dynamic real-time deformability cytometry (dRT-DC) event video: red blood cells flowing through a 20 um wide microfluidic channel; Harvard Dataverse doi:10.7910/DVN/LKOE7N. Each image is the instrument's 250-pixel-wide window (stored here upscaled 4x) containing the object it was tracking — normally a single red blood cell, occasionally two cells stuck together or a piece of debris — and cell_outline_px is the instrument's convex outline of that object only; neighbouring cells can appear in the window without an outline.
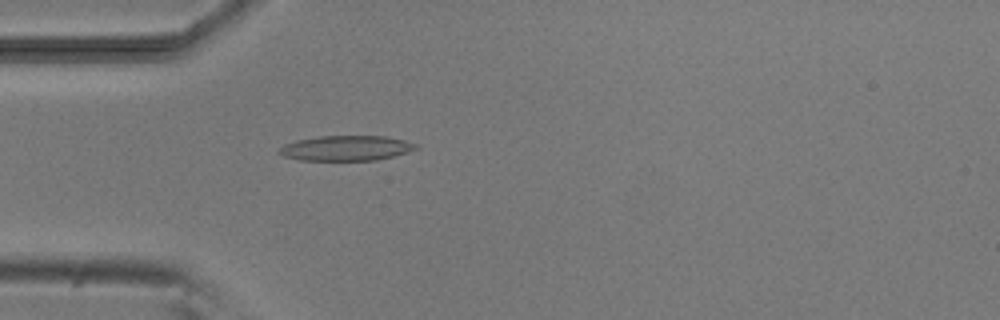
{"species": "common noctule bat (a hibernating species)", "species_latin": "Nyctalus noctula", "temperature_condition": "room temperature", "stored_images_in_passage": 4, "camera_frame_rate_fps": 3000, "um_per_image_px": 0.085, "animal": {"sex": "male", "body_mass_g": 20.5, "forearm_length_mm": 52.5}, "frame": {"image": 1, "passage_image": 4, "time_ms": 4.333, "image_size_px": [1000, 320], "cell_outline_px": [[420, 148], [392, 156], [376, 160], [300, 160], [284, 156], [276, 152], [284, 144], [296, 140], [320, 136], [388, 136], [404, 140], [416, 144]], "centroid_in_image_um": [29.41, 12.58], "position_along_channel_um": 55.6, "area_um2": 19.94}}